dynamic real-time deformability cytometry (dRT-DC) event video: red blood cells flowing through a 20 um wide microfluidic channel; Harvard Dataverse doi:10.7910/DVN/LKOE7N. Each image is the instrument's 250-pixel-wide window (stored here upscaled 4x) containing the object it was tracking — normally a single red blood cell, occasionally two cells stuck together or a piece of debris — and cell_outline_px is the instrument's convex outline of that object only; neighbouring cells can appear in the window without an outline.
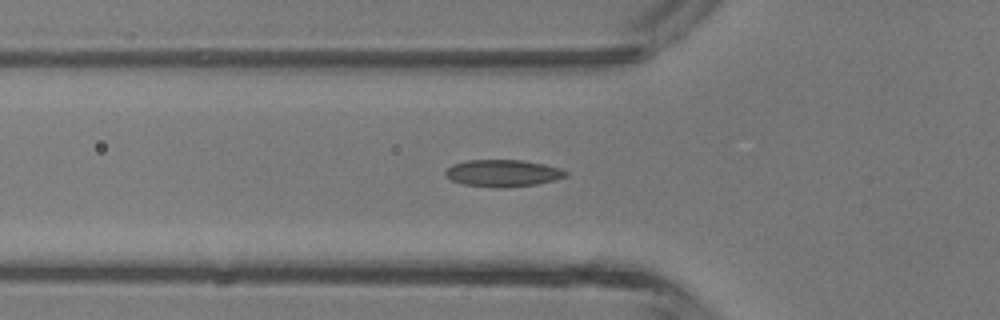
{"species": "common noctule bat (a hibernating species)", "species_latin": "Nyctalus noctula", "temperature_condition": "room temperature", "stored_images_in_passage": 28, "camera_frame_rate_fps": 3000, "um_per_image_px": 0.085, "animal": {"sex": "male", "body_mass_g": 13.3}, "frame": {"image": 1, "passage_image": 4, "time_ms": 1.0, "image_size_px": [1000, 320], "cell_outline_px": [[568, 176], [556, 180], [536, 184], [504, 188], [500, 188], [464, 184], [452, 180], [444, 172], [452, 164], [468, 160], [524, 160], [544, 164], [560, 168], [568, 172]], "centroid_in_image_um": [42.79, 14.71], "position_along_channel_um": 83.0, "area_um2": 18.9}}
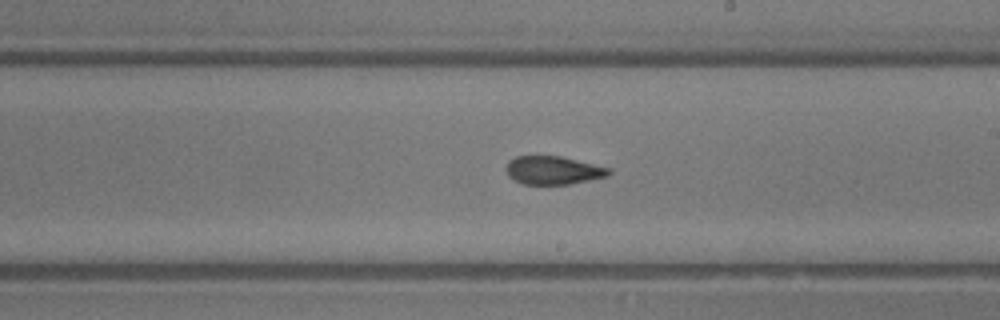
{"frame": {"image": 2, "passage_image": 14, "time_ms": 4.333, "image_size_px": [1000, 320], "cell_outline_px": [[612, 172], [608, 176], [568, 184], [520, 184], [512, 180], [508, 176], [504, 168], [508, 160], [516, 156], [560, 156], [612, 168]], "centroid_in_image_um": [46.98, 14.47], "position_along_channel_um": 242.0, "area_um2": 17.17}}
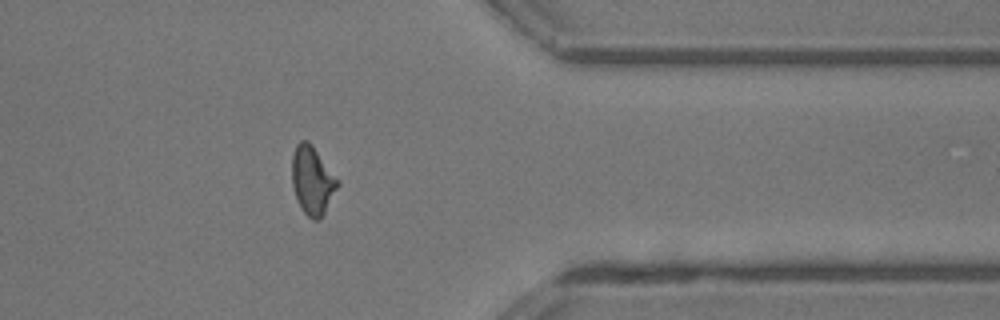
{"frame": {"image": 3, "passage_image": 24, "time_ms": 7.667, "image_size_px": [1000, 320], "cell_outline_px": [[340, 184], [324, 212], [316, 220], [312, 220], [300, 208], [292, 184], [292, 156], [296, 144], [300, 140], [308, 140], [312, 144], [340, 180]], "centroid_in_image_um": [26.56, 15.29], "position_along_channel_um": 384.8, "area_um2": 18.21}}